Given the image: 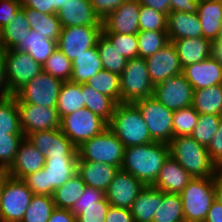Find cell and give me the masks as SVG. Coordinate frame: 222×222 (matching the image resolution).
Instances as JSON below:
<instances>
[{
    "label": "cell",
    "instance_id": "1",
    "mask_svg": "<svg viewBox=\"0 0 222 222\" xmlns=\"http://www.w3.org/2000/svg\"><path fill=\"white\" fill-rule=\"evenodd\" d=\"M169 156V145L165 143L152 142L131 146L124 149L120 169L129 172L145 186H152Z\"/></svg>",
    "mask_w": 222,
    "mask_h": 222
},
{
    "label": "cell",
    "instance_id": "2",
    "mask_svg": "<svg viewBox=\"0 0 222 222\" xmlns=\"http://www.w3.org/2000/svg\"><path fill=\"white\" fill-rule=\"evenodd\" d=\"M170 156L175 159L192 178L214 177L217 165L212 161L205 146L191 136H176L170 141Z\"/></svg>",
    "mask_w": 222,
    "mask_h": 222
},
{
    "label": "cell",
    "instance_id": "3",
    "mask_svg": "<svg viewBox=\"0 0 222 222\" xmlns=\"http://www.w3.org/2000/svg\"><path fill=\"white\" fill-rule=\"evenodd\" d=\"M108 128L125 148L154 142L139 108L134 103H118Z\"/></svg>",
    "mask_w": 222,
    "mask_h": 222
},
{
    "label": "cell",
    "instance_id": "4",
    "mask_svg": "<svg viewBox=\"0 0 222 222\" xmlns=\"http://www.w3.org/2000/svg\"><path fill=\"white\" fill-rule=\"evenodd\" d=\"M180 196L185 222H204L215 200L214 177L192 178Z\"/></svg>",
    "mask_w": 222,
    "mask_h": 222
},
{
    "label": "cell",
    "instance_id": "5",
    "mask_svg": "<svg viewBox=\"0 0 222 222\" xmlns=\"http://www.w3.org/2000/svg\"><path fill=\"white\" fill-rule=\"evenodd\" d=\"M77 149L78 161L107 163L120 169L125 147L107 127L100 134L85 141Z\"/></svg>",
    "mask_w": 222,
    "mask_h": 222
},
{
    "label": "cell",
    "instance_id": "6",
    "mask_svg": "<svg viewBox=\"0 0 222 222\" xmlns=\"http://www.w3.org/2000/svg\"><path fill=\"white\" fill-rule=\"evenodd\" d=\"M121 103H135L138 100L152 97V83L146 61L141 57L128 59L120 74Z\"/></svg>",
    "mask_w": 222,
    "mask_h": 222
},
{
    "label": "cell",
    "instance_id": "7",
    "mask_svg": "<svg viewBox=\"0 0 222 222\" xmlns=\"http://www.w3.org/2000/svg\"><path fill=\"white\" fill-rule=\"evenodd\" d=\"M108 124L87 108H82L60 120V130L78 148L85 141L100 134Z\"/></svg>",
    "mask_w": 222,
    "mask_h": 222
},
{
    "label": "cell",
    "instance_id": "8",
    "mask_svg": "<svg viewBox=\"0 0 222 222\" xmlns=\"http://www.w3.org/2000/svg\"><path fill=\"white\" fill-rule=\"evenodd\" d=\"M140 110L154 142L169 144L173 138V112L153 96L134 103Z\"/></svg>",
    "mask_w": 222,
    "mask_h": 222
},
{
    "label": "cell",
    "instance_id": "9",
    "mask_svg": "<svg viewBox=\"0 0 222 222\" xmlns=\"http://www.w3.org/2000/svg\"><path fill=\"white\" fill-rule=\"evenodd\" d=\"M33 195L22 179L9 176L0 197V222H21Z\"/></svg>",
    "mask_w": 222,
    "mask_h": 222
},
{
    "label": "cell",
    "instance_id": "10",
    "mask_svg": "<svg viewBox=\"0 0 222 222\" xmlns=\"http://www.w3.org/2000/svg\"><path fill=\"white\" fill-rule=\"evenodd\" d=\"M62 81L42 72L21 88L14 96L16 103H28L56 108Z\"/></svg>",
    "mask_w": 222,
    "mask_h": 222
},
{
    "label": "cell",
    "instance_id": "11",
    "mask_svg": "<svg viewBox=\"0 0 222 222\" xmlns=\"http://www.w3.org/2000/svg\"><path fill=\"white\" fill-rule=\"evenodd\" d=\"M3 55L6 78L13 96L43 70L42 65L27 52L9 49L4 50Z\"/></svg>",
    "mask_w": 222,
    "mask_h": 222
},
{
    "label": "cell",
    "instance_id": "12",
    "mask_svg": "<svg viewBox=\"0 0 222 222\" xmlns=\"http://www.w3.org/2000/svg\"><path fill=\"white\" fill-rule=\"evenodd\" d=\"M193 96L194 89L182 73L154 86L153 97L172 111L191 106Z\"/></svg>",
    "mask_w": 222,
    "mask_h": 222
},
{
    "label": "cell",
    "instance_id": "13",
    "mask_svg": "<svg viewBox=\"0 0 222 222\" xmlns=\"http://www.w3.org/2000/svg\"><path fill=\"white\" fill-rule=\"evenodd\" d=\"M102 27H63L57 41V48L72 62L87 49L96 46Z\"/></svg>",
    "mask_w": 222,
    "mask_h": 222
},
{
    "label": "cell",
    "instance_id": "14",
    "mask_svg": "<svg viewBox=\"0 0 222 222\" xmlns=\"http://www.w3.org/2000/svg\"><path fill=\"white\" fill-rule=\"evenodd\" d=\"M19 110L21 131L26 137L35 131L60 128V117L56 108L28 103H16Z\"/></svg>",
    "mask_w": 222,
    "mask_h": 222
},
{
    "label": "cell",
    "instance_id": "15",
    "mask_svg": "<svg viewBox=\"0 0 222 222\" xmlns=\"http://www.w3.org/2000/svg\"><path fill=\"white\" fill-rule=\"evenodd\" d=\"M26 138L45 157H78L77 147L59 129L35 131Z\"/></svg>",
    "mask_w": 222,
    "mask_h": 222
},
{
    "label": "cell",
    "instance_id": "16",
    "mask_svg": "<svg viewBox=\"0 0 222 222\" xmlns=\"http://www.w3.org/2000/svg\"><path fill=\"white\" fill-rule=\"evenodd\" d=\"M145 187L140 180L129 172L119 169L105 191V197L113 207L130 209Z\"/></svg>",
    "mask_w": 222,
    "mask_h": 222
},
{
    "label": "cell",
    "instance_id": "17",
    "mask_svg": "<svg viewBox=\"0 0 222 222\" xmlns=\"http://www.w3.org/2000/svg\"><path fill=\"white\" fill-rule=\"evenodd\" d=\"M140 9L138 0H127L102 20V33L138 34Z\"/></svg>",
    "mask_w": 222,
    "mask_h": 222
},
{
    "label": "cell",
    "instance_id": "18",
    "mask_svg": "<svg viewBox=\"0 0 222 222\" xmlns=\"http://www.w3.org/2000/svg\"><path fill=\"white\" fill-rule=\"evenodd\" d=\"M150 79L154 86L182 73L177 51L169 42L155 54L145 59Z\"/></svg>",
    "mask_w": 222,
    "mask_h": 222
},
{
    "label": "cell",
    "instance_id": "19",
    "mask_svg": "<svg viewBox=\"0 0 222 222\" xmlns=\"http://www.w3.org/2000/svg\"><path fill=\"white\" fill-rule=\"evenodd\" d=\"M57 16L62 28L71 26L102 27V20L95 13L90 0H67L57 11Z\"/></svg>",
    "mask_w": 222,
    "mask_h": 222
},
{
    "label": "cell",
    "instance_id": "20",
    "mask_svg": "<svg viewBox=\"0 0 222 222\" xmlns=\"http://www.w3.org/2000/svg\"><path fill=\"white\" fill-rule=\"evenodd\" d=\"M182 74L194 90L222 84V62L213 54L199 63L184 67Z\"/></svg>",
    "mask_w": 222,
    "mask_h": 222
},
{
    "label": "cell",
    "instance_id": "21",
    "mask_svg": "<svg viewBox=\"0 0 222 222\" xmlns=\"http://www.w3.org/2000/svg\"><path fill=\"white\" fill-rule=\"evenodd\" d=\"M45 163L46 157L24 137L19 144L14 161L6 171L10 177L23 179L25 176L42 169Z\"/></svg>",
    "mask_w": 222,
    "mask_h": 222
},
{
    "label": "cell",
    "instance_id": "22",
    "mask_svg": "<svg viewBox=\"0 0 222 222\" xmlns=\"http://www.w3.org/2000/svg\"><path fill=\"white\" fill-rule=\"evenodd\" d=\"M174 45L182 69L213 55L214 43L203 37L169 40Z\"/></svg>",
    "mask_w": 222,
    "mask_h": 222
},
{
    "label": "cell",
    "instance_id": "23",
    "mask_svg": "<svg viewBox=\"0 0 222 222\" xmlns=\"http://www.w3.org/2000/svg\"><path fill=\"white\" fill-rule=\"evenodd\" d=\"M78 157H46L47 195L52 196L56 188L64 185L77 173Z\"/></svg>",
    "mask_w": 222,
    "mask_h": 222
},
{
    "label": "cell",
    "instance_id": "24",
    "mask_svg": "<svg viewBox=\"0 0 222 222\" xmlns=\"http://www.w3.org/2000/svg\"><path fill=\"white\" fill-rule=\"evenodd\" d=\"M192 176L171 156L164 162L152 187L167 193L180 194Z\"/></svg>",
    "mask_w": 222,
    "mask_h": 222
},
{
    "label": "cell",
    "instance_id": "25",
    "mask_svg": "<svg viewBox=\"0 0 222 222\" xmlns=\"http://www.w3.org/2000/svg\"><path fill=\"white\" fill-rule=\"evenodd\" d=\"M119 170L117 166L92 161H78L77 173L87 187L105 192Z\"/></svg>",
    "mask_w": 222,
    "mask_h": 222
},
{
    "label": "cell",
    "instance_id": "26",
    "mask_svg": "<svg viewBox=\"0 0 222 222\" xmlns=\"http://www.w3.org/2000/svg\"><path fill=\"white\" fill-rule=\"evenodd\" d=\"M169 40L202 37V29L197 13L171 11L167 15Z\"/></svg>",
    "mask_w": 222,
    "mask_h": 222
},
{
    "label": "cell",
    "instance_id": "27",
    "mask_svg": "<svg viewBox=\"0 0 222 222\" xmlns=\"http://www.w3.org/2000/svg\"><path fill=\"white\" fill-rule=\"evenodd\" d=\"M197 15L201 24L202 37L215 43L220 38L222 27V1L199 0Z\"/></svg>",
    "mask_w": 222,
    "mask_h": 222
},
{
    "label": "cell",
    "instance_id": "28",
    "mask_svg": "<svg viewBox=\"0 0 222 222\" xmlns=\"http://www.w3.org/2000/svg\"><path fill=\"white\" fill-rule=\"evenodd\" d=\"M101 70L103 66L97 46L91 47L72 61L70 81L84 84Z\"/></svg>",
    "mask_w": 222,
    "mask_h": 222
},
{
    "label": "cell",
    "instance_id": "29",
    "mask_svg": "<svg viewBox=\"0 0 222 222\" xmlns=\"http://www.w3.org/2000/svg\"><path fill=\"white\" fill-rule=\"evenodd\" d=\"M56 49L57 41L45 38L44 35L34 30H30L29 35L15 48V50L27 52L42 66Z\"/></svg>",
    "mask_w": 222,
    "mask_h": 222
},
{
    "label": "cell",
    "instance_id": "30",
    "mask_svg": "<svg viewBox=\"0 0 222 222\" xmlns=\"http://www.w3.org/2000/svg\"><path fill=\"white\" fill-rule=\"evenodd\" d=\"M30 24V29L44 35L45 38L58 41L62 26L57 14H44L31 8L21 7Z\"/></svg>",
    "mask_w": 222,
    "mask_h": 222
},
{
    "label": "cell",
    "instance_id": "31",
    "mask_svg": "<svg viewBox=\"0 0 222 222\" xmlns=\"http://www.w3.org/2000/svg\"><path fill=\"white\" fill-rule=\"evenodd\" d=\"M152 222H185L180 194L158 190V208Z\"/></svg>",
    "mask_w": 222,
    "mask_h": 222
},
{
    "label": "cell",
    "instance_id": "32",
    "mask_svg": "<svg viewBox=\"0 0 222 222\" xmlns=\"http://www.w3.org/2000/svg\"><path fill=\"white\" fill-rule=\"evenodd\" d=\"M192 106L198 114L222 116V84L194 90Z\"/></svg>",
    "mask_w": 222,
    "mask_h": 222
},
{
    "label": "cell",
    "instance_id": "33",
    "mask_svg": "<svg viewBox=\"0 0 222 222\" xmlns=\"http://www.w3.org/2000/svg\"><path fill=\"white\" fill-rule=\"evenodd\" d=\"M30 24L22 8L13 17V21L1 28L2 50L15 49L29 35Z\"/></svg>",
    "mask_w": 222,
    "mask_h": 222
},
{
    "label": "cell",
    "instance_id": "34",
    "mask_svg": "<svg viewBox=\"0 0 222 222\" xmlns=\"http://www.w3.org/2000/svg\"><path fill=\"white\" fill-rule=\"evenodd\" d=\"M84 106L101 117L107 124L110 122L116 103L109 97L96 91L86 83L81 84Z\"/></svg>",
    "mask_w": 222,
    "mask_h": 222
},
{
    "label": "cell",
    "instance_id": "35",
    "mask_svg": "<svg viewBox=\"0 0 222 222\" xmlns=\"http://www.w3.org/2000/svg\"><path fill=\"white\" fill-rule=\"evenodd\" d=\"M158 208V189L146 186L133 202L130 211L135 222H152Z\"/></svg>",
    "mask_w": 222,
    "mask_h": 222
},
{
    "label": "cell",
    "instance_id": "36",
    "mask_svg": "<svg viewBox=\"0 0 222 222\" xmlns=\"http://www.w3.org/2000/svg\"><path fill=\"white\" fill-rule=\"evenodd\" d=\"M85 108L81 84L71 81L63 82L57 100L56 109L60 119L70 113Z\"/></svg>",
    "mask_w": 222,
    "mask_h": 222
},
{
    "label": "cell",
    "instance_id": "37",
    "mask_svg": "<svg viewBox=\"0 0 222 222\" xmlns=\"http://www.w3.org/2000/svg\"><path fill=\"white\" fill-rule=\"evenodd\" d=\"M85 188L86 184L76 173L64 185L55 189L52 195L55 207L71 210L83 194Z\"/></svg>",
    "mask_w": 222,
    "mask_h": 222
},
{
    "label": "cell",
    "instance_id": "38",
    "mask_svg": "<svg viewBox=\"0 0 222 222\" xmlns=\"http://www.w3.org/2000/svg\"><path fill=\"white\" fill-rule=\"evenodd\" d=\"M104 70L120 75L127 63V59L120 55L111 41L102 33L96 43Z\"/></svg>",
    "mask_w": 222,
    "mask_h": 222
},
{
    "label": "cell",
    "instance_id": "39",
    "mask_svg": "<svg viewBox=\"0 0 222 222\" xmlns=\"http://www.w3.org/2000/svg\"><path fill=\"white\" fill-rule=\"evenodd\" d=\"M86 84L101 94L109 96L116 104L121 103L120 75L103 69L91 77Z\"/></svg>",
    "mask_w": 222,
    "mask_h": 222
},
{
    "label": "cell",
    "instance_id": "40",
    "mask_svg": "<svg viewBox=\"0 0 222 222\" xmlns=\"http://www.w3.org/2000/svg\"><path fill=\"white\" fill-rule=\"evenodd\" d=\"M0 134H23L15 96L0 99Z\"/></svg>",
    "mask_w": 222,
    "mask_h": 222
},
{
    "label": "cell",
    "instance_id": "41",
    "mask_svg": "<svg viewBox=\"0 0 222 222\" xmlns=\"http://www.w3.org/2000/svg\"><path fill=\"white\" fill-rule=\"evenodd\" d=\"M54 209L52 196L33 195L21 222H48Z\"/></svg>",
    "mask_w": 222,
    "mask_h": 222
},
{
    "label": "cell",
    "instance_id": "42",
    "mask_svg": "<svg viewBox=\"0 0 222 222\" xmlns=\"http://www.w3.org/2000/svg\"><path fill=\"white\" fill-rule=\"evenodd\" d=\"M138 57L146 59L167 45L170 41L167 31H139Z\"/></svg>",
    "mask_w": 222,
    "mask_h": 222
},
{
    "label": "cell",
    "instance_id": "43",
    "mask_svg": "<svg viewBox=\"0 0 222 222\" xmlns=\"http://www.w3.org/2000/svg\"><path fill=\"white\" fill-rule=\"evenodd\" d=\"M221 120L222 116L219 115L199 114L197 124L190 136L207 148L217 132Z\"/></svg>",
    "mask_w": 222,
    "mask_h": 222
},
{
    "label": "cell",
    "instance_id": "44",
    "mask_svg": "<svg viewBox=\"0 0 222 222\" xmlns=\"http://www.w3.org/2000/svg\"><path fill=\"white\" fill-rule=\"evenodd\" d=\"M43 71L61 80L70 81L72 62L57 48L44 63Z\"/></svg>",
    "mask_w": 222,
    "mask_h": 222
},
{
    "label": "cell",
    "instance_id": "45",
    "mask_svg": "<svg viewBox=\"0 0 222 222\" xmlns=\"http://www.w3.org/2000/svg\"><path fill=\"white\" fill-rule=\"evenodd\" d=\"M199 114L193 106L173 112V137L190 136L197 124Z\"/></svg>",
    "mask_w": 222,
    "mask_h": 222
},
{
    "label": "cell",
    "instance_id": "46",
    "mask_svg": "<svg viewBox=\"0 0 222 222\" xmlns=\"http://www.w3.org/2000/svg\"><path fill=\"white\" fill-rule=\"evenodd\" d=\"M23 139L24 134H0V169L10 167Z\"/></svg>",
    "mask_w": 222,
    "mask_h": 222
},
{
    "label": "cell",
    "instance_id": "47",
    "mask_svg": "<svg viewBox=\"0 0 222 222\" xmlns=\"http://www.w3.org/2000/svg\"><path fill=\"white\" fill-rule=\"evenodd\" d=\"M140 31H167V16L151 7L141 5Z\"/></svg>",
    "mask_w": 222,
    "mask_h": 222
},
{
    "label": "cell",
    "instance_id": "48",
    "mask_svg": "<svg viewBox=\"0 0 222 222\" xmlns=\"http://www.w3.org/2000/svg\"><path fill=\"white\" fill-rule=\"evenodd\" d=\"M127 60L138 57L137 34L103 33Z\"/></svg>",
    "mask_w": 222,
    "mask_h": 222
},
{
    "label": "cell",
    "instance_id": "49",
    "mask_svg": "<svg viewBox=\"0 0 222 222\" xmlns=\"http://www.w3.org/2000/svg\"><path fill=\"white\" fill-rule=\"evenodd\" d=\"M110 206L105 197L102 201H98L97 205L79 206L73 214L76 222H105Z\"/></svg>",
    "mask_w": 222,
    "mask_h": 222
},
{
    "label": "cell",
    "instance_id": "50",
    "mask_svg": "<svg viewBox=\"0 0 222 222\" xmlns=\"http://www.w3.org/2000/svg\"><path fill=\"white\" fill-rule=\"evenodd\" d=\"M34 195H47V179L44 168L22 179Z\"/></svg>",
    "mask_w": 222,
    "mask_h": 222
},
{
    "label": "cell",
    "instance_id": "51",
    "mask_svg": "<svg viewBox=\"0 0 222 222\" xmlns=\"http://www.w3.org/2000/svg\"><path fill=\"white\" fill-rule=\"evenodd\" d=\"M21 7V0H0V29L13 21Z\"/></svg>",
    "mask_w": 222,
    "mask_h": 222
},
{
    "label": "cell",
    "instance_id": "52",
    "mask_svg": "<svg viewBox=\"0 0 222 222\" xmlns=\"http://www.w3.org/2000/svg\"><path fill=\"white\" fill-rule=\"evenodd\" d=\"M104 198L105 192L86 186L83 194L77 200L70 211L74 213L79 208V206L97 205V202L102 201Z\"/></svg>",
    "mask_w": 222,
    "mask_h": 222
},
{
    "label": "cell",
    "instance_id": "53",
    "mask_svg": "<svg viewBox=\"0 0 222 222\" xmlns=\"http://www.w3.org/2000/svg\"><path fill=\"white\" fill-rule=\"evenodd\" d=\"M127 0H90L95 13L103 20L109 13L116 10Z\"/></svg>",
    "mask_w": 222,
    "mask_h": 222
},
{
    "label": "cell",
    "instance_id": "54",
    "mask_svg": "<svg viewBox=\"0 0 222 222\" xmlns=\"http://www.w3.org/2000/svg\"><path fill=\"white\" fill-rule=\"evenodd\" d=\"M207 150L212 161L218 165L222 162V120L218 126V130L210 141Z\"/></svg>",
    "mask_w": 222,
    "mask_h": 222
},
{
    "label": "cell",
    "instance_id": "55",
    "mask_svg": "<svg viewBox=\"0 0 222 222\" xmlns=\"http://www.w3.org/2000/svg\"><path fill=\"white\" fill-rule=\"evenodd\" d=\"M105 222H135L130 209L110 206Z\"/></svg>",
    "mask_w": 222,
    "mask_h": 222
},
{
    "label": "cell",
    "instance_id": "56",
    "mask_svg": "<svg viewBox=\"0 0 222 222\" xmlns=\"http://www.w3.org/2000/svg\"><path fill=\"white\" fill-rule=\"evenodd\" d=\"M22 7L31 8L44 14H57L51 0H21Z\"/></svg>",
    "mask_w": 222,
    "mask_h": 222
},
{
    "label": "cell",
    "instance_id": "57",
    "mask_svg": "<svg viewBox=\"0 0 222 222\" xmlns=\"http://www.w3.org/2000/svg\"><path fill=\"white\" fill-rule=\"evenodd\" d=\"M199 0H171V11L197 13Z\"/></svg>",
    "mask_w": 222,
    "mask_h": 222
},
{
    "label": "cell",
    "instance_id": "58",
    "mask_svg": "<svg viewBox=\"0 0 222 222\" xmlns=\"http://www.w3.org/2000/svg\"><path fill=\"white\" fill-rule=\"evenodd\" d=\"M13 96L9 89V85L6 78L5 58L3 50H0V99Z\"/></svg>",
    "mask_w": 222,
    "mask_h": 222
},
{
    "label": "cell",
    "instance_id": "59",
    "mask_svg": "<svg viewBox=\"0 0 222 222\" xmlns=\"http://www.w3.org/2000/svg\"><path fill=\"white\" fill-rule=\"evenodd\" d=\"M48 222H76V217L69 209H59L55 207Z\"/></svg>",
    "mask_w": 222,
    "mask_h": 222
},
{
    "label": "cell",
    "instance_id": "60",
    "mask_svg": "<svg viewBox=\"0 0 222 222\" xmlns=\"http://www.w3.org/2000/svg\"><path fill=\"white\" fill-rule=\"evenodd\" d=\"M141 5L151 7L166 16L171 12L170 1L171 0H138Z\"/></svg>",
    "mask_w": 222,
    "mask_h": 222
},
{
    "label": "cell",
    "instance_id": "61",
    "mask_svg": "<svg viewBox=\"0 0 222 222\" xmlns=\"http://www.w3.org/2000/svg\"><path fill=\"white\" fill-rule=\"evenodd\" d=\"M204 222H222V204L214 200Z\"/></svg>",
    "mask_w": 222,
    "mask_h": 222
},
{
    "label": "cell",
    "instance_id": "62",
    "mask_svg": "<svg viewBox=\"0 0 222 222\" xmlns=\"http://www.w3.org/2000/svg\"><path fill=\"white\" fill-rule=\"evenodd\" d=\"M215 200L222 204V179L216 174L214 176Z\"/></svg>",
    "mask_w": 222,
    "mask_h": 222
},
{
    "label": "cell",
    "instance_id": "63",
    "mask_svg": "<svg viewBox=\"0 0 222 222\" xmlns=\"http://www.w3.org/2000/svg\"><path fill=\"white\" fill-rule=\"evenodd\" d=\"M213 54L222 62V38H219L214 43Z\"/></svg>",
    "mask_w": 222,
    "mask_h": 222
},
{
    "label": "cell",
    "instance_id": "64",
    "mask_svg": "<svg viewBox=\"0 0 222 222\" xmlns=\"http://www.w3.org/2000/svg\"><path fill=\"white\" fill-rule=\"evenodd\" d=\"M9 177L8 173L4 169H0V197L2 193L3 186L6 182V179Z\"/></svg>",
    "mask_w": 222,
    "mask_h": 222
},
{
    "label": "cell",
    "instance_id": "65",
    "mask_svg": "<svg viewBox=\"0 0 222 222\" xmlns=\"http://www.w3.org/2000/svg\"><path fill=\"white\" fill-rule=\"evenodd\" d=\"M66 1H67V0H51V5L54 7V9H55L56 11H58L59 8H60L63 4H65Z\"/></svg>",
    "mask_w": 222,
    "mask_h": 222
},
{
    "label": "cell",
    "instance_id": "66",
    "mask_svg": "<svg viewBox=\"0 0 222 222\" xmlns=\"http://www.w3.org/2000/svg\"><path fill=\"white\" fill-rule=\"evenodd\" d=\"M216 174L222 179V162L217 165Z\"/></svg>",
    "mask_w": 222,
    "mask_h": 222
},
{
    "label": "cell",
    "instance_id": "67",
    "mask_svg": "<svg viewBox=\"0 0 222 222\" xmlns=\"http://www.w3.org/2000/svg\"><path fill=\"white\" fill-rule=\"evenodd\" d=\"M0 50H2V46H1V29H0Z\"/></svg>",
    "mask_w": 222,
    "mask_h": 222
},
{
    "label": "cell",
    "instance_id": "68",
    "mask_svg": "<svg viewBox=\"0 0 222 222\" xmlns=\"http://www.w3.org/2000/svg\"><path fill=\"white\" fill-rule=\"evenodd\" d=\"M220 38H222V27H221V30H220Z\"/></svg>",
    "mask_w": 222,
    "mask_h": 222
}]
</instances>
